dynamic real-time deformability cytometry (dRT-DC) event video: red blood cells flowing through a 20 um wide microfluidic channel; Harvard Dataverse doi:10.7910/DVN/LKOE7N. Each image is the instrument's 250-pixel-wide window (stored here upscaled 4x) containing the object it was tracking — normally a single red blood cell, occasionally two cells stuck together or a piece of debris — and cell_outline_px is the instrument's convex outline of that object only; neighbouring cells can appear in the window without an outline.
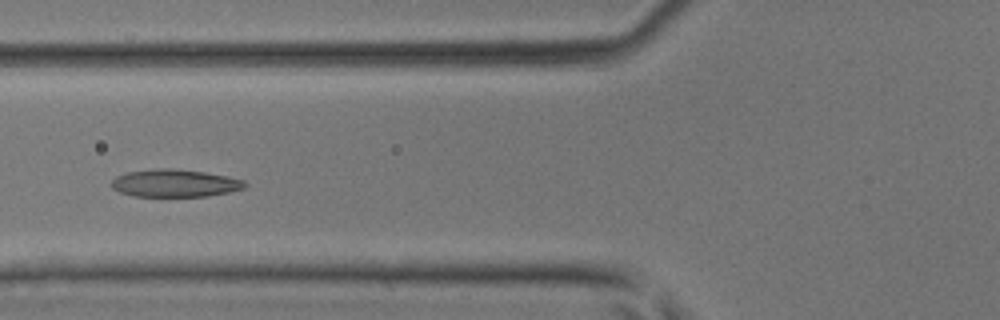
{"species": "common noctule bat (a hibernating species)", "species_latin": "Nyctalus noctula", "temperature_condition": "room temperature", "stored_images_in_passage": 44, "camera_frame_rate_fps": 3000, "um_per_image_px": 0.085, "animal": {"sex": "male", "body_mass_g": 17.9, "forearm_length_mm": 54.2}, "frame": {"image": 1, "passage_image": 17, "time_ms": 5.333, "image_size_px": [1000, 320], "cell_outline_px": [[248, 184], [244, 188], [228, 192], [208, 196], [132, 196], [120, 192], [112, 188], [112, 180], [116, 176], [128, 172], [156, 168], [172, 168], [204, 172], [228, 176], [244, 180]], "centroid_in_image_um": [14.87, 15.56], "position_along_channel_um": 110.9, "area_um2": 21.44}}
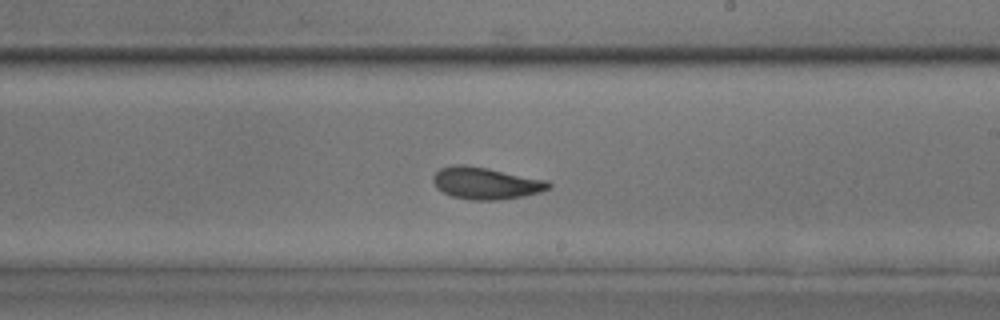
{"frame": {"image": 2, "passage_image": 26, "time_ms": 8.333, "image_size_px": [1000, 320], "cell_outline_px": [[552, 184], [548, 188], [540, 192], [524, 196], [496, 200], [472, 200], [452, 196], [436, 188], [432, 180], [432, 176], [440, 168], [456, 164], [464, 164], [488, 168], [548, 180]], "centroid_in_image_um": [41.28, 15.56], "position_along_channel_um": 247.7, "area_um2": 21.56}}
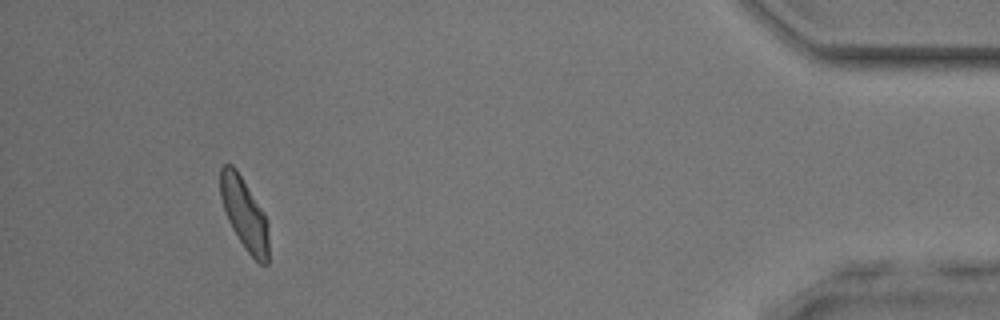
{"frame": {"image": 3, "passage_image": 41, "time_ms": 13.333, "image_size_px": [1000, 320], "cell_outline_px": [[268, 264], [260, 264], [248, 252], [232, 228], [228, 220], [220, 196], [220, 168], [224, 164], [232, 164], [236, 168], [264, 212], [268, 220]], "centroid_in_image_um": [20.78, 18.14], "position_along_channel_um": 414.4, "area_um2": 20.11}}